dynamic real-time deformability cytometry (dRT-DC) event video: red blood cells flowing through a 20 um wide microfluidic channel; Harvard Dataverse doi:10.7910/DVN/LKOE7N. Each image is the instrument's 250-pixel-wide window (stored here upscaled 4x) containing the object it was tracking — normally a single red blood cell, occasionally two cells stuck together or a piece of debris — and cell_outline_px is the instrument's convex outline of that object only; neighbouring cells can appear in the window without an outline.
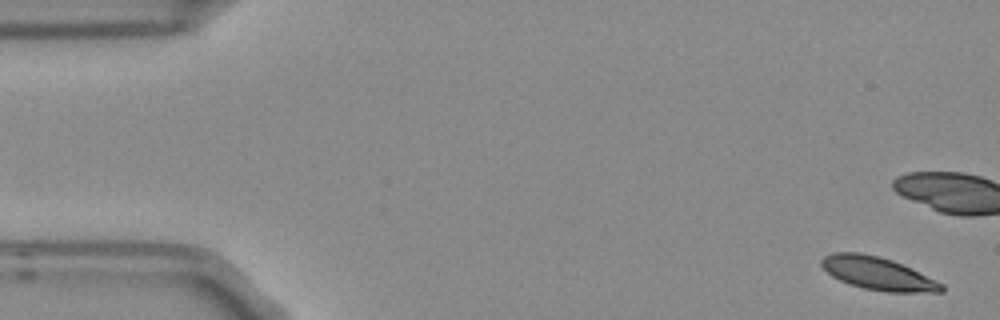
{"species": "Egyptian fruit bat (a non-hibernating species)", "species_latin": "Rousettus aegyptiacus", "temperature_condition": "room temperature", "stored_images_in_passage": 6, "camera_frame_rate_fps": 3000, "um_per_image_px": 0.085, "frame": {"image": 1, "passage_image": 1, "time_ms": 0.0, "image_size_px": [1000, 320], "cell_outline_px": [[944, 292], [888, 292], [864, 288], [840, 280], [832, 276], [820, 264], [820, 260], [824, 256], [832, 252], [860, 252], [880, 256], [892, 260], [912, 268], [944, 284]], "centroid_in_image_um": [74.63, 23.23], "position_along_channel_um": 10.4, "area_um2": 23.0}}